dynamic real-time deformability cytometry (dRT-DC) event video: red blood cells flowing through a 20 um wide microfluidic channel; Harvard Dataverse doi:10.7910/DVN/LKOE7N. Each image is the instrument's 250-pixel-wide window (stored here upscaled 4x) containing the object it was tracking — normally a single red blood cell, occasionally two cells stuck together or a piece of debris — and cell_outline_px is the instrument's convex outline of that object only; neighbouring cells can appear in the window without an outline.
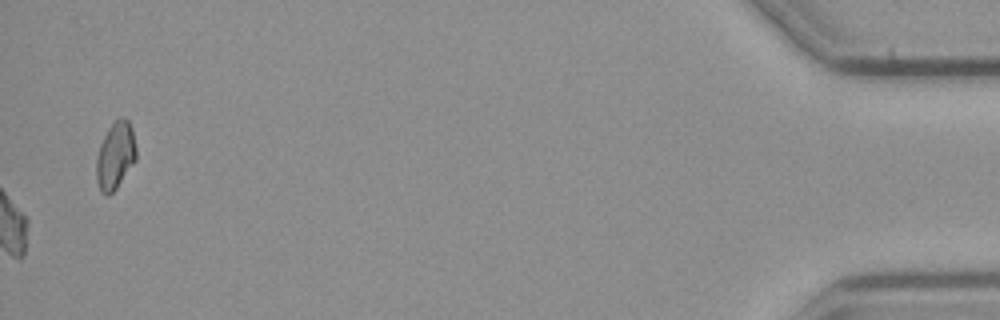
{"species": "common noctule bat (a hibernating species)", "species_latin": "Nyctalus noctula", "temperature_condition": "cold", "stored_images_in_passage": 43, "camera_frame_rate_fps": 3000, "um_per_image_px": 0.085, "animal": {"sex": "male", "body_mass_g": 23.1, "forearm_length_mm": 52.7}, "frame": {"image": 1, "passage_image": 43, "time_ms": 14.0, "image_size_px": [1000, 320], "cell_outline_px": [[136, 160], [116, 188], [108, 196], [104, 196], [100, 192], [96, 180], [96, 160], [100, 144], [108, 128], [120, 116], [124, 116], [128, 120], [132, 128], [136, 148]], "centroid_in_image_um": [9.8, 13.24], "position_along_channel_um": 425.4, "area_um2": 15.72}, "authors_computed_cell_mechanics": {"area_um2": 16.9354, "velocity_mm_per_s": 3.7433, "shape_relaxation_time_tau1_ms": 5.2794, "shape_relaxation_time_tau2_ms": null, "deformation_change_tau1": 0.159, "deformation_change_tau2": null}}